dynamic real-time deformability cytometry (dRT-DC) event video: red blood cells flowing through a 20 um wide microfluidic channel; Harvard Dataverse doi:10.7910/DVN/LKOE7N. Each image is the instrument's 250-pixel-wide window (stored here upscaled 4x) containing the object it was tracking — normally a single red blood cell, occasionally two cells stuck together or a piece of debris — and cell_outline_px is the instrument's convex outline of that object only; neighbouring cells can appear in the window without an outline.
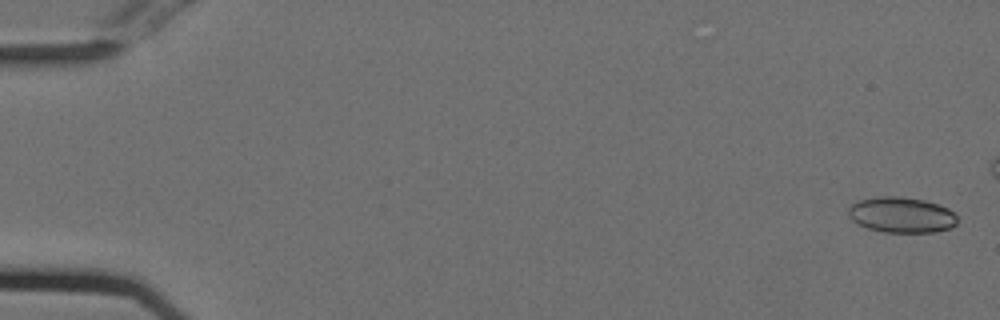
{"species": "Egyptian fruit bat (a non-hibernating species)", "species_latin": "Rousettus aegyptiacus", "temperature_condition": "cold", "stored_images_in_passage": 20, "camera_frame_rate_fps": 3000, "um_per_image_px": 0.085, "animal": {"sex": "female"}, "frame": {"image": 1, "passage_image": 1, "time_ms": 0.0, "image_size_px": [1000, 320], "cell_outline_px": [[956, 224], [948, 228], [936, 232], [884, 232], [868, 228], [852, 220], [848, 216], [848, 208], [852, 204], [860, 200], [880, 196], [900, 196], [924, 200], [948, 208], [956, 216]], "centroid_in_image_um": [76.61, 18.26], "position_along_channel_um": 8.4, "area_um2": 22.43}}
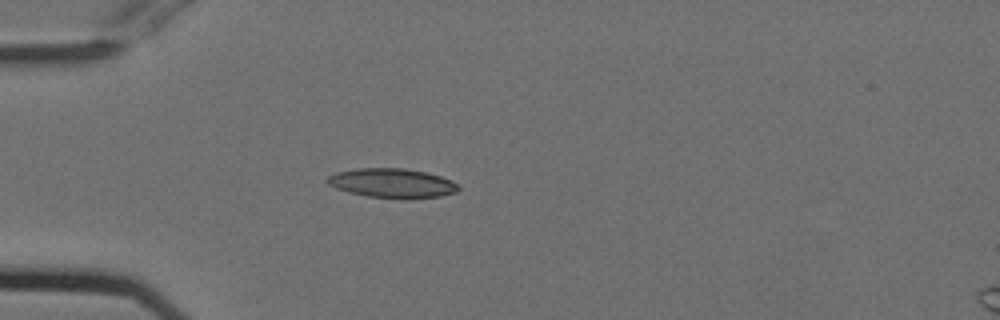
{"frame": {"image": 2, "passage_image": 7, "time_ms": 2.0, "image_size_px": [1000, 320], "cell_outline_px": [[460, 188], [456, 192], [440, 196], [368, 196], [348, 192], [336, 188], [328, 184], [324, 180], [328, 176], [336, 172], [356, 168], [404, 168], [424, 172], [440, 176], [452, 180]], "centroid_in_image_um": [33.26, 15.52], "position_along_channel_um": 51.7, "area_um2": 21.62}}
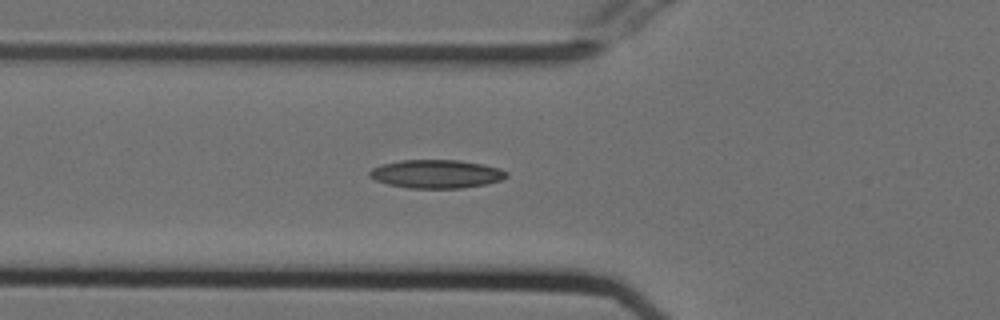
{"frame": {"image": 3, "passage_image": 11, "time_ms": 3.333, "image_size_px": [1000, 320], "cell_outline_px": [[508, 176], [500, 180], [484, 184], [460, 188], [408, 188], [388, 184], [376, 180], [368, 176], [368, 172], [372, 168], [380, 164], [400, 160], [456, 160], [480, 164], [496, 168], [508, 172]], "centroid_in_image_um": [37.02, 14.78], "position_along_channel_um": 88.8, "area_um2": 22.48}}